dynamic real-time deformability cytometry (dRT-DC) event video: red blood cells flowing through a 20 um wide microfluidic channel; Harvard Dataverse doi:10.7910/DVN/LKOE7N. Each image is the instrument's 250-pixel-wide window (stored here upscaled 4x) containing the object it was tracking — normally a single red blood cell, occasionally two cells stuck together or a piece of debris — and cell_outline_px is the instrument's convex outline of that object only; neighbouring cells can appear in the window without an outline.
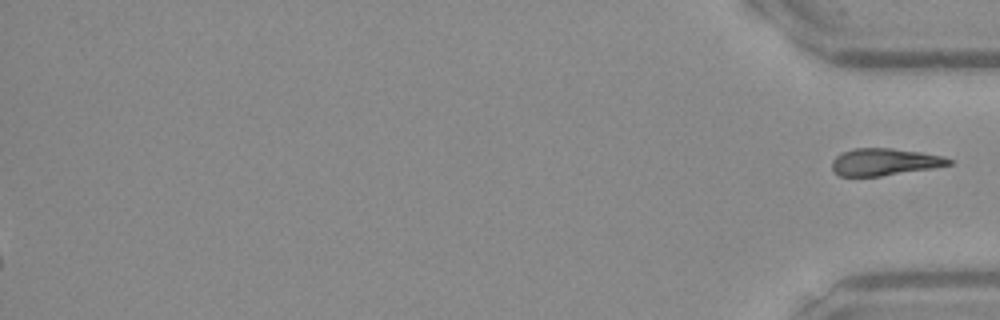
{"species": "Egyptian fruit bat (a non-hibernating species)", "species_latin": "Rousettus aegyptiacus", "temperature_condition": "warm", "stored_images_in_passage": 40, "segment_of_instrument_passage": [2, 2], "camera_frame_rate_fps": 3000, "um_per_image_px": 0.085, "frame": {"image": 1, "passage_image": 40, "time_ms": 13.0, "image_size_px": [1000, 320], "cell_outline_px": [[952, 164], [932, 168], [880, 176], [840, 176], [832, 172], [832, 160], [836, 156], [844, 152], [856, 148], [892, 148], [920, 152], [944, 156], [952, 160]], "centroid_in_image_um": [75.17, 13.76], "position_along_channel_um": 360.0, "area_um2": 18.38}}